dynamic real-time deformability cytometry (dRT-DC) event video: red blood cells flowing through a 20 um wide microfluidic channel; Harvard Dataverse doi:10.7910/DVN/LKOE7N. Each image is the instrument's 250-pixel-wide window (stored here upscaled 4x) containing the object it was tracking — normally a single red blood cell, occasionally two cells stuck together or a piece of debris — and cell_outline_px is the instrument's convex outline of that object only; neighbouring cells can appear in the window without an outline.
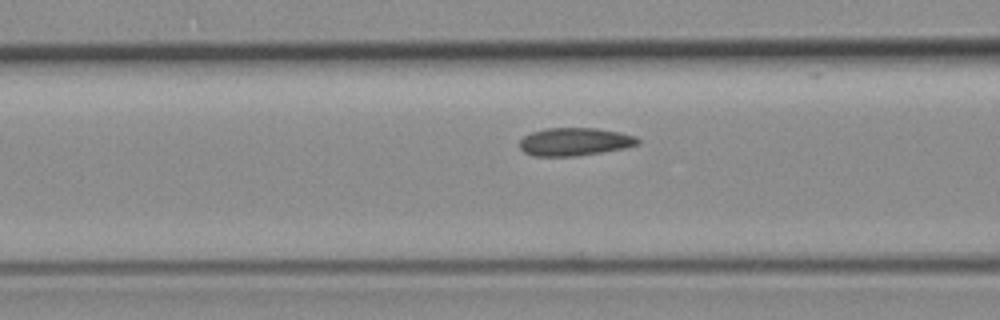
{"species": "common noctule bat (a hibernating species)", "species_latin": "Nyctalus noctula", "temperature_condition": "room temperature", "stored_images_in_passage": 15, "camera_frame_rate_fps": 3000, "um_per_image_px": 0.085, "animal": {"sex": "female", "body_mass_g": 19.3, "forearm_length_mm": 54.1}, "frame": {"image": 1, "passage_image": 9, "time_ms": 2.667, "image_size_px": [1000, 320], "cell_outline_px": [[640, 144], [624, 148], [576, 156], [532, 156], [524, 152], [520, 148], [520, 140], [524, 136], [532, 132], [544, 128], [596, 128], [620, 132], [636, 136], [640, 140]], "centroid_in_image_um": [48.85, 12.04], "position_along_channel_um": 117.8, "area_um2": 19.31}}
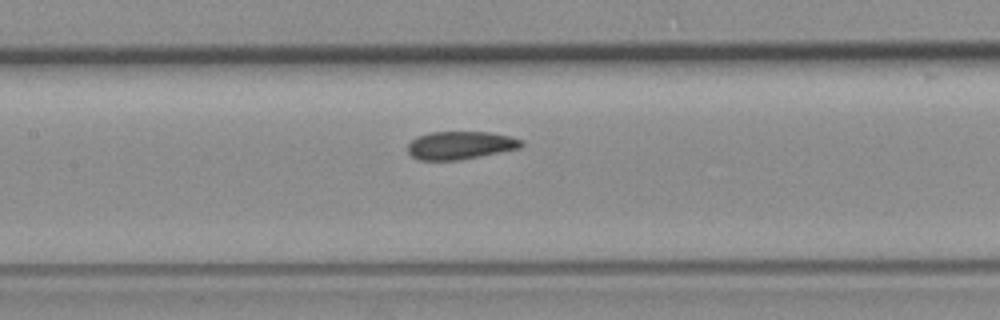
{"frame": {"image": 2, "passage_image": 13, "time_ms": 4.0, "image_size_px": [1000, 320], "cell_outline_px": [[524, 144], [520, 148], [460, 160], [420, 160], [412, 156], [408, 152], [408, 144], [416, 136], [432, 132], [492, 132], [524, 140]], "centroid_in_image_um": [39.14, 12.34], "position_along_channel_um": 168.3, "area_um2": 18.55}}